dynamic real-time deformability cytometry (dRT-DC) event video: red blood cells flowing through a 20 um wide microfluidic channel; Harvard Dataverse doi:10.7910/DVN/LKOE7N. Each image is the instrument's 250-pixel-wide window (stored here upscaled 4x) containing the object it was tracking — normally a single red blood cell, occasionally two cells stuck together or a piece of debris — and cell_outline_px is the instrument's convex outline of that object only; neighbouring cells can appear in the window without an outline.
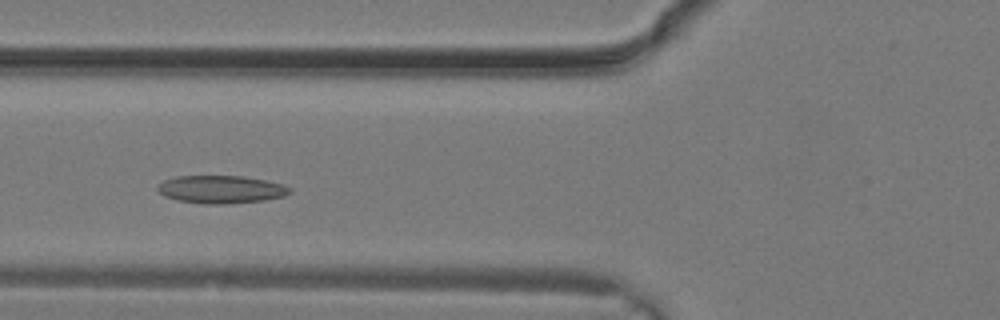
{"species": "common noctule bat (a hibernating species)", "species_latin": "Nyctalus noctula", "temperature_condition": "warm", "stored_images_in_passage": 19, "camera_frame_rate_fps": 3000, "um_per_image_px": 0.085, "animal": {"sex": "male", "body_mass_g": 19.2, "forearm_length_mm": 51.8}, "frame": {"image": 1, "passage_image": 3, "time_ms": 0.667, "image_size_px": [1000, 320], "cell_outline_px": [[292, 192], [284, 196], [264, 200], [220, 204], [204, 204], [176, 200], [164, 196], [156, 188], [164, 180], [176, 176], [244, 176], [264, 180], [280, 184], [292, 188]], "centroid_in_image_um": [18.77, 16.1], "position_along_channel_um": 107.0, "area_um2": 21.33}}
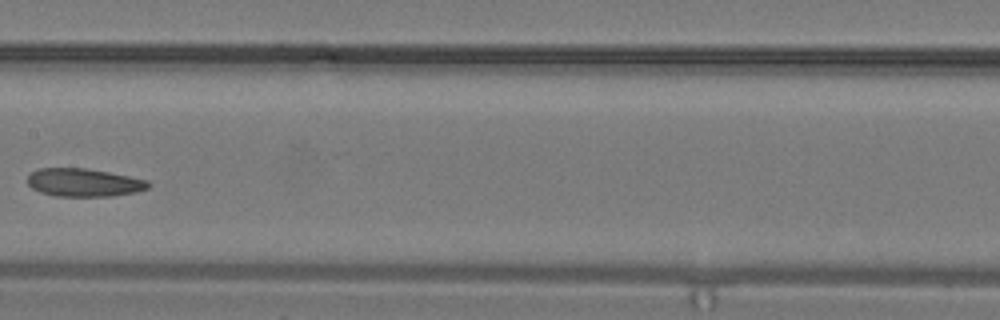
{"frame": {"image": 2, "passage_image": 7, "time_ms": 2.0, "image_size_px": [1000, 320], "cell_outline_px": [[152, 184], [148, 188], [136, 192], [112, 196], [56, 196], [40, 192], [32, 188], [28, 184], [28, 176], [32, 172], [40, 168], [88, 168], [148, 180]], "centroid_in_image_um": [7.14, 15.51], "position_along_channel_um": 200.3, "area_um2": 19.77}}
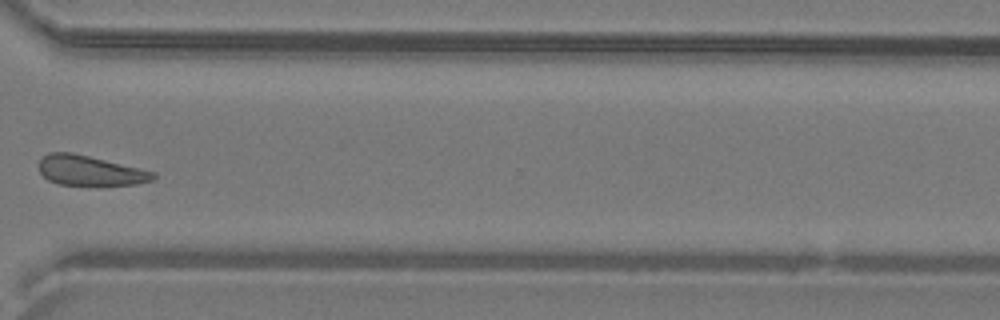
{"frame": {"image": 3, "passage_image": 14, "time_ms": 4.333, "image_size_px": [1000, 320], "cell_outline_px": [[156, 176], [152, 180], [136, 184], [56, 184], [48, 180], [40, 172], [40, 160], [48, 152], [72, 152], [156, 172]], "centroid_in_image_um": [7.64, 14.48], "position_along_channel_um": 363.0, "area_um2": 19.54}}